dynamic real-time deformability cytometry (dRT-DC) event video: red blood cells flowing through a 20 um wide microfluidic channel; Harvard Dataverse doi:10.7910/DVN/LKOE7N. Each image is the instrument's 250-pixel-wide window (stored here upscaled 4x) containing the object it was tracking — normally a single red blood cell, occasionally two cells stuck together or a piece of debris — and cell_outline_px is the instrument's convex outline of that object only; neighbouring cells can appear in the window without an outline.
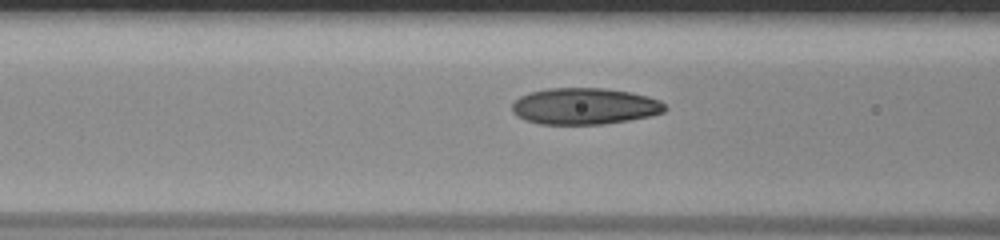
{"species": "human", "species_latin": "Homo sapiens", "temperature_condition": "room temperature", "stored_images_in_passage": 41, "camera_frame_rate_fps": 3000, "um_per_image_px": 0.085, "donor": {"sex": "male"}, "frame": {"image": 1, "passage_image": 20, "time_ms": 6.333, "image_size_px": [1000, 240], "cell_outline_px": [[668, 108], [664, 112], [652, 116], [604, 124], [540, 124], [524, 120], [516, 116], [512, 112], [512, 104], [520, 96], [528, 92], [548, 88], [604, 88], [632, 92], [648, 96], [660, 100]], "centroid_in_image_um": [49.69, 9.03], "position_along_channel_um": 116.9, "area_um2": 32.83}}
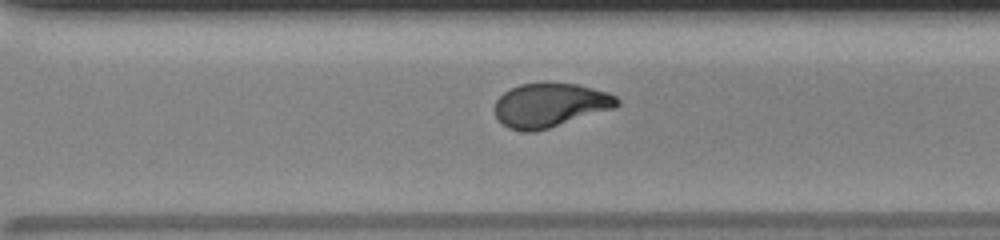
{"frame": {"image": 2, "passage_image": 36, "time_ms": 11.667, "image_size_px": [1000, 240], "cell_outline_px": [[620, 104], [616, 108], [536, 132], [524, 132], [508, 128], [496, 116], [496, 100], [504, 92], [520, 84], [576, 84], [608, 92], [616, 96], [620, 100]], "centroid_in_image_um": [46.8, 8.96], "position_along_channel_um": 323.8, "area_um2": 31.15}}
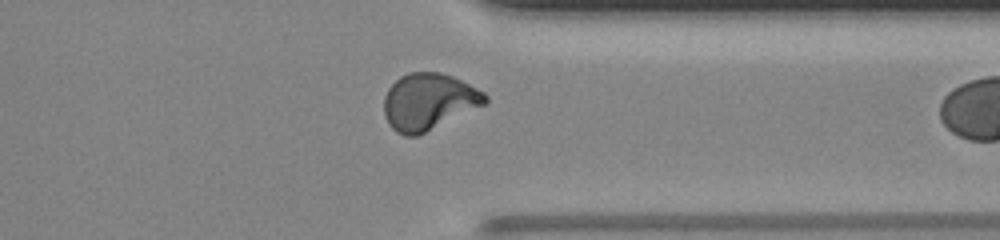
{"frame": {"image": 3, "passage_image": 40, "time_ms": 13.0, "image_size_px": [1000, 240], "cell_outline_px": [[488, 104], [416, 136], [404, 136], [396, 132], [388, 124], [384, 116], [384, 96], [388, 88], [400, 76], [408, 72], [440, 72], [452, 76], [484, 92], [488, 96]], "centroid_in_image_um": [36.43, 8.64], "position_along_channel_um": 375.0, "area_um2": 33.58}}